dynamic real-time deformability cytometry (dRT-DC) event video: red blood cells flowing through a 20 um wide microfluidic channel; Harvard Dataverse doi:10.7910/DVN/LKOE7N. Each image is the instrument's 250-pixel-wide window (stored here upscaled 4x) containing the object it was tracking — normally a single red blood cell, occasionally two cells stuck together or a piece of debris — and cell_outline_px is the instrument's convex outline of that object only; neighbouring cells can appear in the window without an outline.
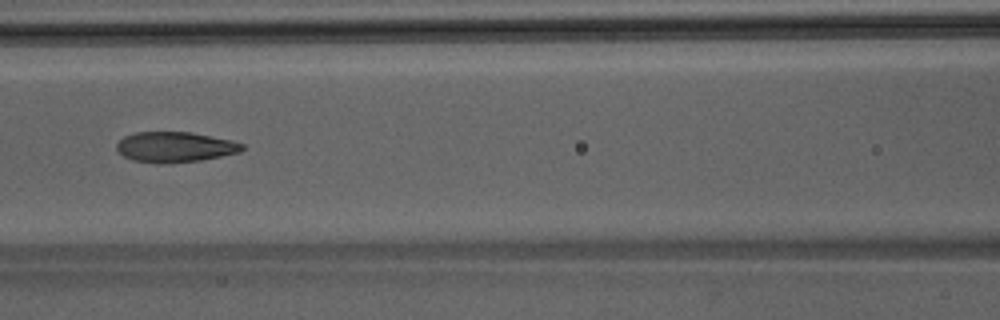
{"species": "Egyptian fruit bat (a non-hibernating species)", "species_latin": "Rousettus aegyptiacus", "temperature_condition": "room temperature", "stored_images_in_passage": 40, "camera_frame_rate_fps": 3000, "um_per_image_px": 0.085, "animal": {"sex": "male"}, "frame": {"image": 1, "passage_image": 14, "time_ms": 4.333, "image_size_px": [1000, 320], "cell_outline_px": [[244, 148], [240, 152], [200, 160], [168, 164], [156, 164], [132, 160], [124, 156], [116, 148], [116, 144], [124, 136], [136, 132], [192, 132], [232, 140], [244, 144]], "centroid_in_image_um": [14.87, 12.5], "position_along_channel_um": 151.7, "area_um2": 22.37}}
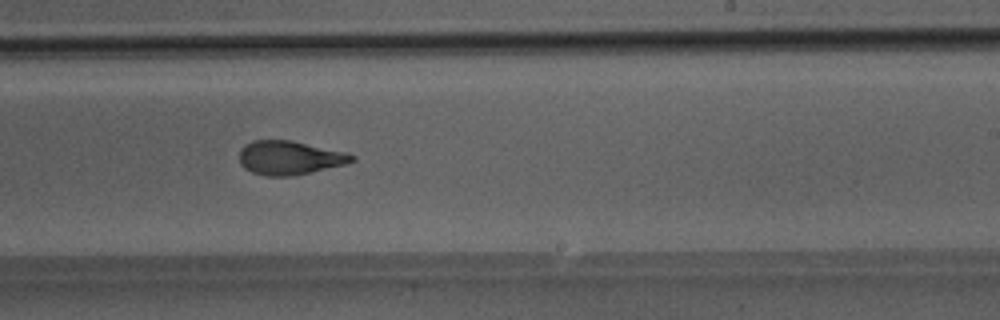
{"frame": {"image": 2, "passage_image": 22, "time_ms": 7.0, "image_size_px": [1000, 320], "cell_outline_px": [[356, 160], [344, 164], [292, 176], [268, 176], [252, 172], [244, 168], [240, 164], [240, 152], [252, 140], [292, 140], [348, 152], [356, 156]], "centroid_in_image_um": [24.65, 13.4], "position_along_channel_um": 264.4, "area_um2": 22.08}}
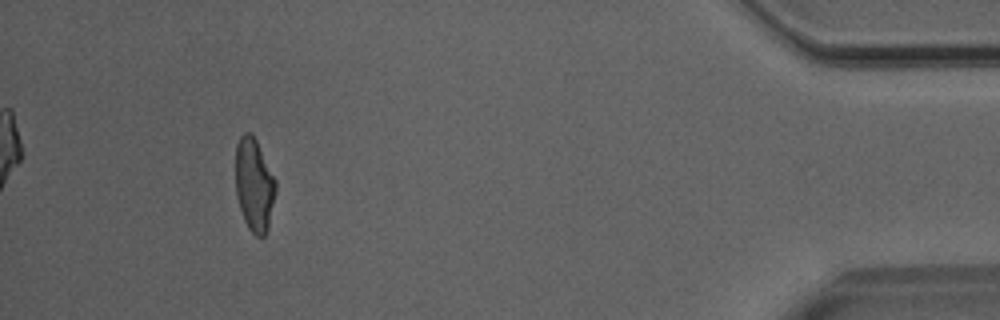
{"frame": {"image": 3, "passage_image": 37, "time_ms": 12.0, "image_size_px": [1000, 320], "cell_outline_px": [[276, 192], [268, 228], [264, 236], [256, 236], [248, 228], [244, 220], [236, 196], [236, 144], [240, 136], [244, 132], [252, 132], [276, 180]], "centroid_in_image_um": [21.6, 15.7], "position_along_channel_um": 413.6, "area_um2": 21.79}}